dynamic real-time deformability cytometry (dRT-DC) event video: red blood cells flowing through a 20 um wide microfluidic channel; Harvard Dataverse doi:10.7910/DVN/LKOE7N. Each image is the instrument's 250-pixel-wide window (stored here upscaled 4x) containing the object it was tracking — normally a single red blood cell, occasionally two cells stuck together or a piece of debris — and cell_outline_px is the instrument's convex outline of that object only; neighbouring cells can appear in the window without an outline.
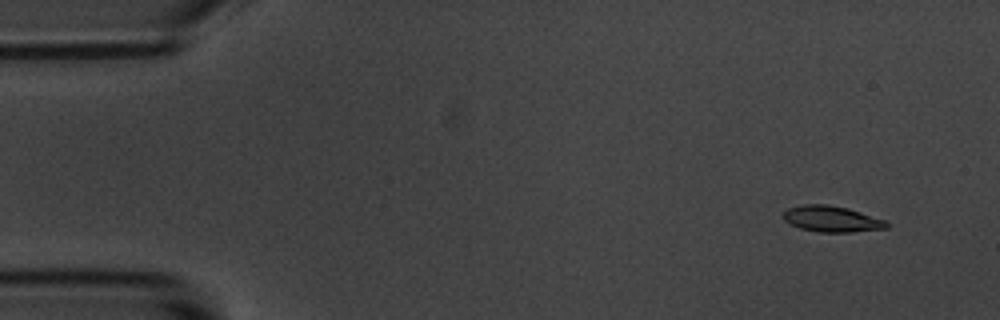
{"species": "common noctule bat (a hibernating species)", "species_latin": "Nyctalus noctula", "temperature_condition": "room temperature", "stored_images_in_passage": 5, "camera_frame_rate_fps": 3000, "um_per_image_px": 0.085, "animal": {"sex": "male", "body_mass_g": 20.1, "forearm_length_mm": 53.5}, "frame": {"image": 1, "passage_image": 1, "time_ms": 0.0, "image_size_px": [1000, 320], "cell_outline_px": [[888, 228], [852, 232], [820, 232], [800, 228], [788, 224], [780, 216], [788, 208], [804, 204], [828, 204], [848, 208], [888, 220]], "centroid_in_image_um": [70.69, 18.6], "position_along_channel_um": 14.3, "area_um2": 15.95}}
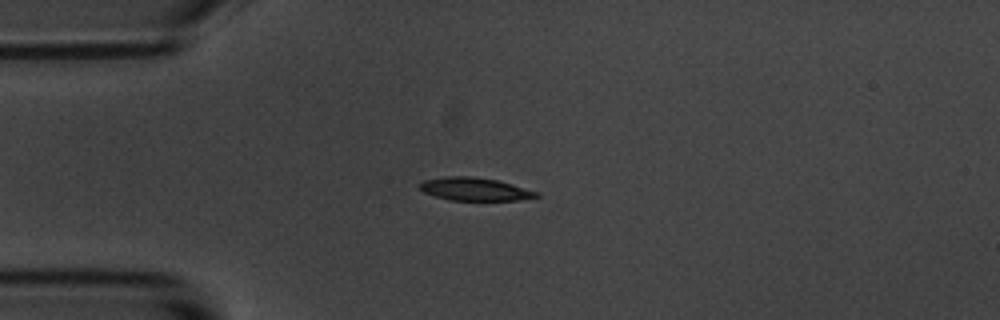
{"frame": {"image": 2, "passage_image": 4, "time_ms": 3.333, "image_size_px": [1000, 320], "cell_outline_px": [[540, 196], [516, 200], [452, 200], [436, 196], [424, 192], [420, 188], [420, 184], [424, 180], [448, 176], [472, 176], [496, 180], [512, 184], [540, 192]], "centroid_in_image_um": [40.39, 16.07], "position_along_channel_um": 44.6, "area_um2": 15.43}}